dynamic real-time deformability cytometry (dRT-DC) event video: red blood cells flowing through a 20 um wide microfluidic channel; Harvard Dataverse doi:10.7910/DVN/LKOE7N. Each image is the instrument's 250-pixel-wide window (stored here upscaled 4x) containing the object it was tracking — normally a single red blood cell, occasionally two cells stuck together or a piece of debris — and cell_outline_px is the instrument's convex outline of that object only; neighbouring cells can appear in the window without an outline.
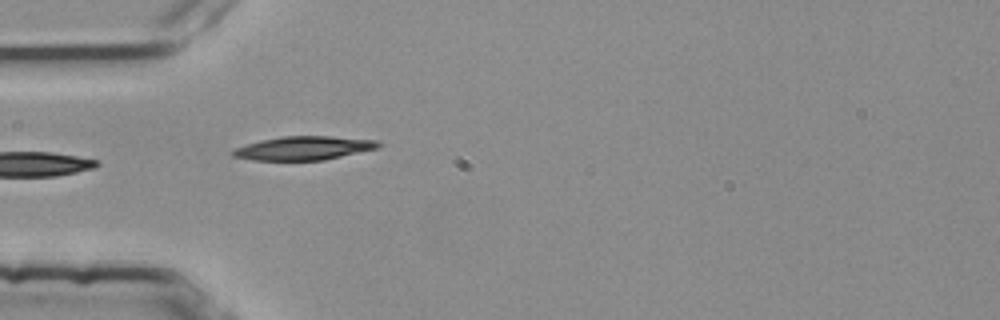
{"species": "common noctule bat (a hibernating species)", "species_latin": "Nyctalus noctula", "temperature_condition": "room temperature", "stored_images_in_passage": 4, "camera_frame_rate_fps": 3000, "um_per_image_px": 0.085, "animal": {"sex": "female", "body_mass_g": 25.1}, "frame": {"image": 1, "passage_image": 4, "time_ms": 1.0, "image_size_px": [1000, 320], "cell_outline_px": [[380, 148], [324, 160], [252, 160], [232, 156], [228, 152], [232, 148], [260, 140], [284, 136], [332, 136], [376, 140], [380, 144]], "centroid_in_image_um": [25.77, 12.59], "position_along_channel_um": 59.2, "area_um2": 20.29}}